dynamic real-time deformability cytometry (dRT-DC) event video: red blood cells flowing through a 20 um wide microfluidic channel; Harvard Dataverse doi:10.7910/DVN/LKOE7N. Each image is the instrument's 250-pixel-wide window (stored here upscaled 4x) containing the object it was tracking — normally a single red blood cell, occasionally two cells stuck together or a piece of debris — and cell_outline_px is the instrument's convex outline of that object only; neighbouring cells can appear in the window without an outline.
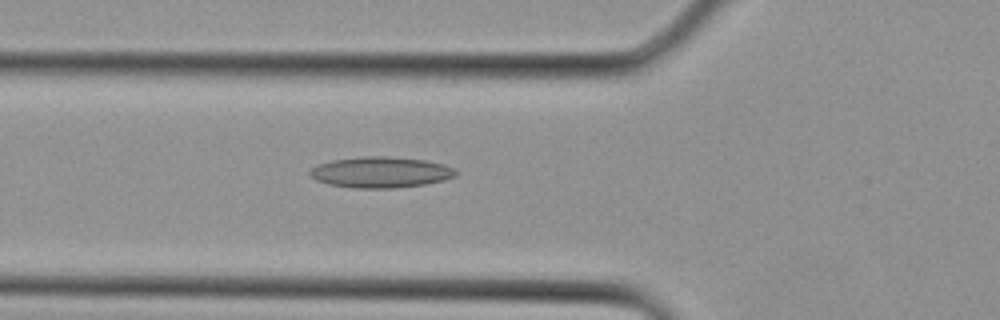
{"species": "Egyptian fruit bat (a non-hibernating species)", "species_latin": "Rousettus aegyptiacus", "temperature_condition": "cold", "stored_images_in_passage": 2, "camera_frame_rate_fps": 3000, "um_per_image_px": 0.085, "animal": {"sex": "female"}, "frame": {"image": 1, "passage_image": 2, "time_ms": 0.333, "image_size_px": [1000, 320], "cell_outline_px": [[456, 176], [444, 180], [424, 184], [392, 188], [352, 188], [328, 184], [316, 180], [308, 172], [316, 164], [332, 160], [364, 156], [388, 156], [424, 160], [444, 164], [452, 168], [456, 172]], "centroid_in_image_um": [32.33, 14.64], "position_along_channel_um": 93.5, "area_um2": 26.24}}